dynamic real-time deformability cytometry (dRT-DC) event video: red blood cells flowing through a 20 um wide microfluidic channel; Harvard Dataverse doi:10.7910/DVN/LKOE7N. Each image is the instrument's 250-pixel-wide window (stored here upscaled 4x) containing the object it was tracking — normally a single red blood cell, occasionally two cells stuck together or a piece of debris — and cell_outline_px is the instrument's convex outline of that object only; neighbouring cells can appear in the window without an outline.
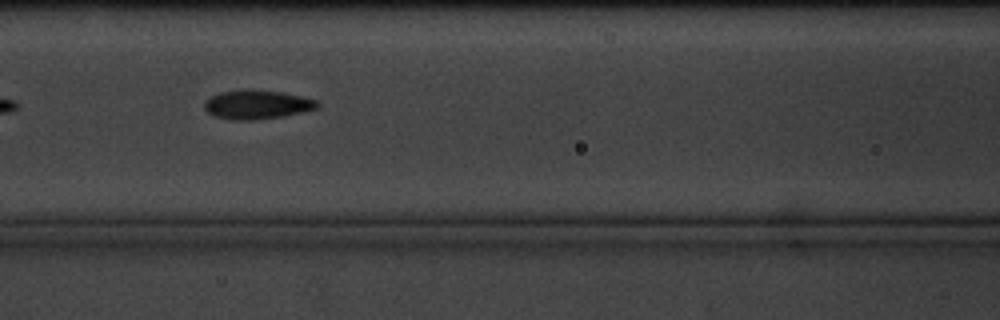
{"species": "common noctule bat (a hibernating species)", "species_latin": "Nyctalus noctula", "temperature_condition": "cold", "stored_images_in_passage": 6, "camera_frame_rate_fps": 3000, "um_per_image_px": 0.085, "animal": {"sex": "male", "body_mass_g": 20.1, "forearm_length_mm": 53.5}, "frame": {"image": 1, "passage_image": 4, "time_ms": 3.333, "image_size_px": [1000, 320], "cell_outline_px": [[320, 104], [316, 108], [284, 116], [252, 120], [232, 120], [216, 116], [208, 112], [204, 108], [204, 100], [220, 92], [244, 88], [284, 92], [316, 100]], "centroid_in_image_um": [21.81, 8.87], "position_along_channel_um": 144.8, "area_um2": 19.13}}